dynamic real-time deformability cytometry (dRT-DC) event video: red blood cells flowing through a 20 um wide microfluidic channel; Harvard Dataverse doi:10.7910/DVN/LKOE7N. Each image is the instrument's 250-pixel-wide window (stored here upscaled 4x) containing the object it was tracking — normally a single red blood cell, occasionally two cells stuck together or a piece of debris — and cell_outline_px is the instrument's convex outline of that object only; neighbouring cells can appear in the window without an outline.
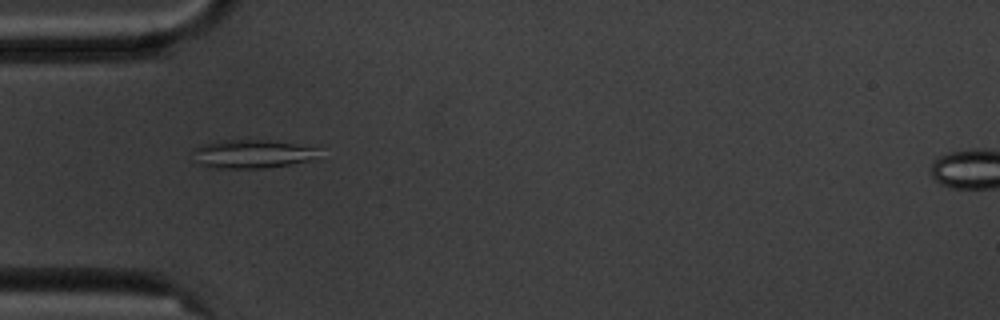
{"species": "common noctule bat (a hibernating species)", "species_latin": "Nyctalus noctula", "temperature_condition": "cold", "stored_images_in_passage": 7, "camera_frame_rate_fps": 3000, "um_per_image_px": 0.085, "animal": {"sex": "male", "body_mass_g": 20.1, "forearm_length_mm": 53.5}, "frame": {"image": 1, "passage_image": 1, "time_ms": 0.0, "image_size_px": [1000, 320], "cell_outline_px": [[316, 148], [312, 160], [264, 168], [208, 168], [200, 164], [196, 148], [200, 144], [220, 140], [268, 140], [296, 144]], "centroid_in_image_um": [21.4, 13.08], "position_along_channel_um": 63.6, "area_um2": 20.29}}
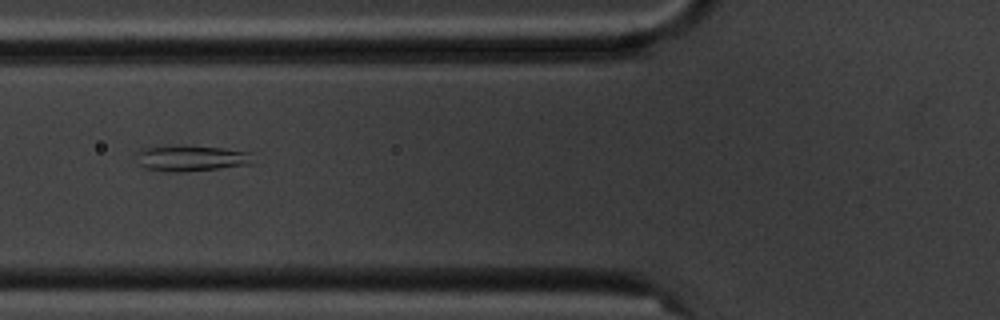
{"frame": {"image": 2, "passage_image": 2, "time_ms": 1.333, "image_size_px": [1000, 320], "cell_outline_px": [[252, 164], [184, 172], [176, 172], [144, 168], [136, 164], [136, 152], [140, 148], [172, 144], [188, 144], [224, 148], [252, 152]], "centroid_in_image_um": [16.18, 13.41], "position_along_channel_um": 109.6, "area_um2": 18.32}}
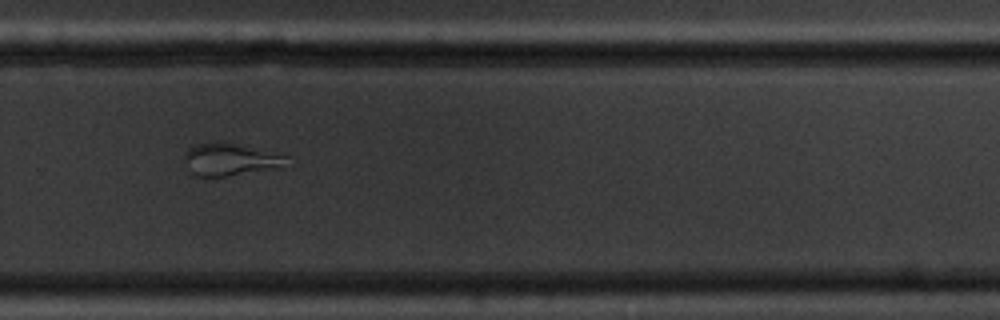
{"frame": {"image": 3, "passage_image": 7, "time_ms": 7.0, "image_size_px": [1000, 320], "cell_outline_px": [[288, 156], [284, 168], [212, 180], [196, 176], [192, 172], [184, 160], [184, 152], [188, 148], [196, 144], [216, 140], [232, 140]], "centroid_in_image_um": [19.6, 13.56], "position_along_channel_um": 310.2, "area_um2": 21.04}}